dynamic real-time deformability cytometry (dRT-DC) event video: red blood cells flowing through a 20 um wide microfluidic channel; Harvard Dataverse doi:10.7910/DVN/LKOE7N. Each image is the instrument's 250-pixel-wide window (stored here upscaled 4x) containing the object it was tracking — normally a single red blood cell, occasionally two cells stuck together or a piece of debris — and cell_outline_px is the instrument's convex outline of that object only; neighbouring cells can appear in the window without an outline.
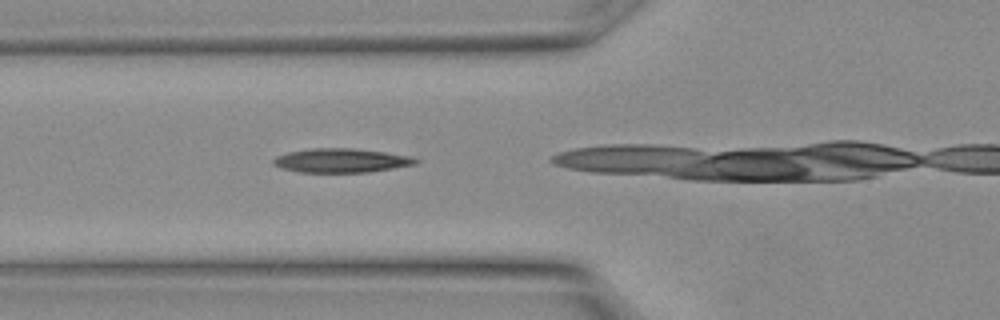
{"species": "Egyptian fruit bat (a non-hibernating species)", "species_latin": "Rousettus aegyptiacus", "temperature_condition": "warm", "stored_images_in_passage": 4, "camera_frame_rate_fps": 3000, "um_per_image_px": 0.085, "animal": {"sex": "female"}, "frame": {"image": 1, "passage_image": 3, "time_ms": 0.667, "image_size_px": [1000, 320], "cell_outline_px": [[420, 160], [416, 164], [368, 172], [300, 172], [280, 168], [272, 164], [272, 160], [276, 156], [288, 152], [312, 148], [352, 148], [384, 152], [412, 156]], "centroid_in_image_um": [28.98, 13.64], "position_along_channel_um": 96.8, "area_um2": 19.94}}